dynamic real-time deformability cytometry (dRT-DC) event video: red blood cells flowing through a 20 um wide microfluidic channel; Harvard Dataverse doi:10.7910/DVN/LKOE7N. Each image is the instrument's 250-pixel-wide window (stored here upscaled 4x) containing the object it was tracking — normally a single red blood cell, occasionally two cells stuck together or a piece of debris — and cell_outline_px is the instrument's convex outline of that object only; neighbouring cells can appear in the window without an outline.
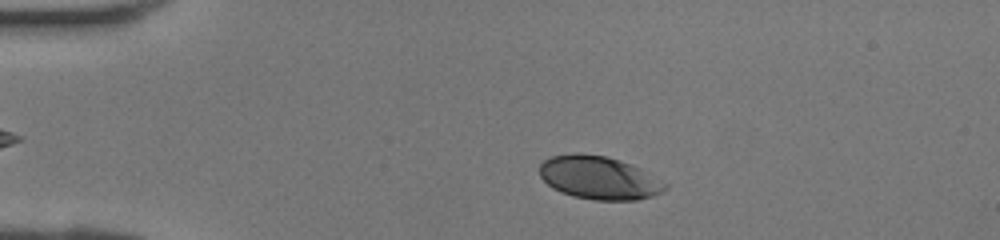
{"species": "human", "species_latin": "Homo sapiens", "temperature_condition": "room temperature", "stored_images_in_passage": 39, "camera_frame_rate_fps": 3000, "um_per_image_px": 0.085, "donor": {"sex": "female"}, "frame": {"image": 1, "passage_image": 6, "time_ms": 1.667, "image_size_px": [1000, 240], "cell_outline_px": [[668, 188], [652, 196], [636, 200], [592, 200], [572, 196], [560, 192], [552, 188], [540, 176], [540, 164], [544, 160], [552, 156], [572, 152], [580, 152], [604, 156], [640, 168], [668, 184]], "centroid_in_image_um": [50.88, 15.11], "position_along_channel_um": 34.1, "area_um2": 31.56}}
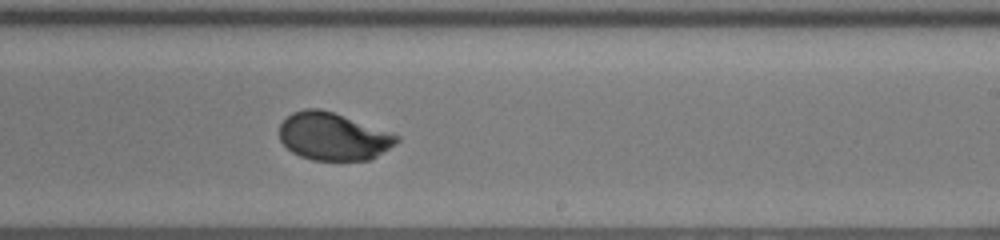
{"frame": {"image": 2, "passage_image": 23, "time_ms": 7.333, "image_size_px": [1000, 240], "cell_outline_px": [[400, 140], [396, 144], [376, 156], [368, 160], [312, 160], [300, 156], [292, 152], [280, 140], [280, 124], [292, 112], [304, 108], [320, 108], [392, 132], [400, 136]], "centroid_in_image_um": [28.33, 11.59], "position_along_channel_um": 260.7, "area_um2": 32.48}}
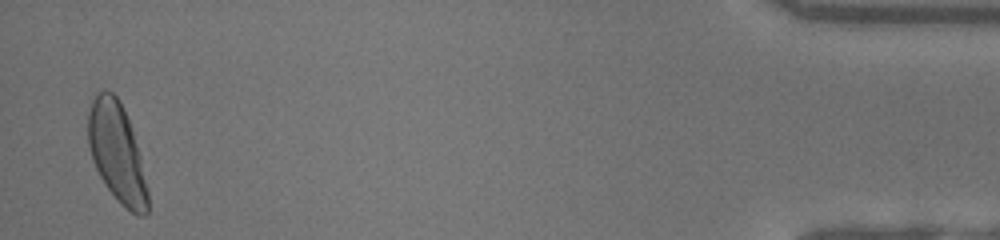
{"frame": {"image": 3, "passage_image": 38, "time_ms": 12.333, "image_size_px": [1000, 240], "cell_outline_px": [[148, 212], [144, 216], [136, 216], [120, 204], [104, 184], [92, 160], [88, 148], [88, 112], [92, 100], [96, 92], [112, 92], [116, 96], [132, 128], [140, 156], [148, 188]], "centroid_in_image_um": [9.93, 13.03], "position_along_channel_um": 425.3, "area_um2": 34.45}}